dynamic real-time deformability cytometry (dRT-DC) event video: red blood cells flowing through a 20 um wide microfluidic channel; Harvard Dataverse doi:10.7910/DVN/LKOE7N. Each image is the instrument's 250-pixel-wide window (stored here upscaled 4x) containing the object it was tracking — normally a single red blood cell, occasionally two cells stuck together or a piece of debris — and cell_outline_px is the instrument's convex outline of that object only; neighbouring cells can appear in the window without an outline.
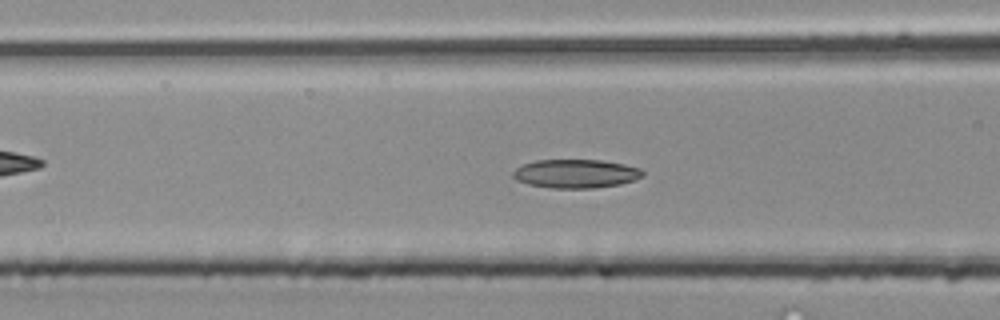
{"species": "common noctule bat (a hibernating species)", "species_latin": "Nyctalus noctula", "temperature_condition": "room temperature", "stored_images_in_passage": 44, "camera_frame_rate_fps": 3000, "um_per_image_px": 0.085, "animal": {"sex": "male", "body_mass_g": 20.4}, "frame": {"image": 1, "passage_image": 18, "time_ms": 5.667, "image_size_px": [1000, 320], "cell_outline_px": [[644, 176], [636, 180], [620, 184], [592, 188], [552, 188], [528, 184], [516, 180], [512, 176], [512, 172], [516, 168], [524, 164], [536, 160], [600, 160], [624, 164], [640, 168], [644, 172]], "centroid_in_image_um": [48.96, 14.76], "position_along_channel_um": 117.6, "area_um2": 21.73}}
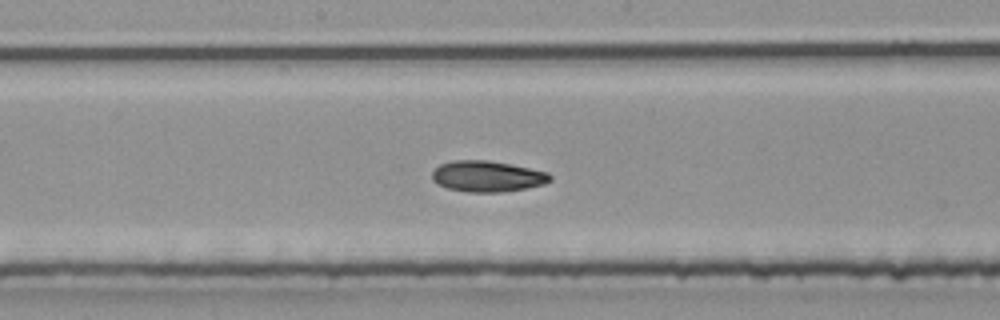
{"frame": {"image": 2, "passage_image": 24, "time_ms": 7.667, "image_size_px": [1000, 320], "cell_outline_px": [[552, 180], [544, 184], [524, 188], [500, 192], [468, 192], [448, 188], [436, 184], [432, 180], [432, 172], [440, 164], [452, 160], [488, 160], [548, 172], [552, 176]], "centroid_in_image_um": [41.39, 14.98], "position_along_channel_um": 206.8, "area_um2": 21.21}}
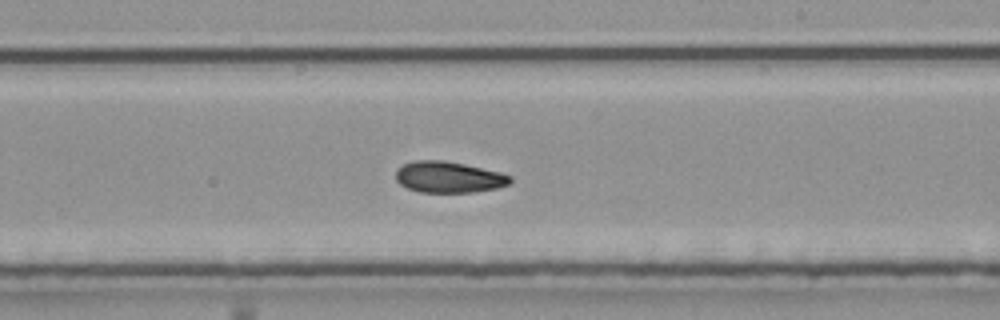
{"frame": {"image": 3, "passage_image": 27, "time_ms": 8.667, "image_size_px": [1000, 320], "cell_outline_px": [[512, 184], [496, 188], [472, 192], [420, 192], [408, 188], [400, 184], [396, 180], [396, 168], [400, 164], [416, 160], [444, 160], [464, 164], [500, 172], [512, 176]], "centroid_in_image_um": [38.13, 15.04], "position_along_channel_um": 250.9, "area_um2": 20.98}}